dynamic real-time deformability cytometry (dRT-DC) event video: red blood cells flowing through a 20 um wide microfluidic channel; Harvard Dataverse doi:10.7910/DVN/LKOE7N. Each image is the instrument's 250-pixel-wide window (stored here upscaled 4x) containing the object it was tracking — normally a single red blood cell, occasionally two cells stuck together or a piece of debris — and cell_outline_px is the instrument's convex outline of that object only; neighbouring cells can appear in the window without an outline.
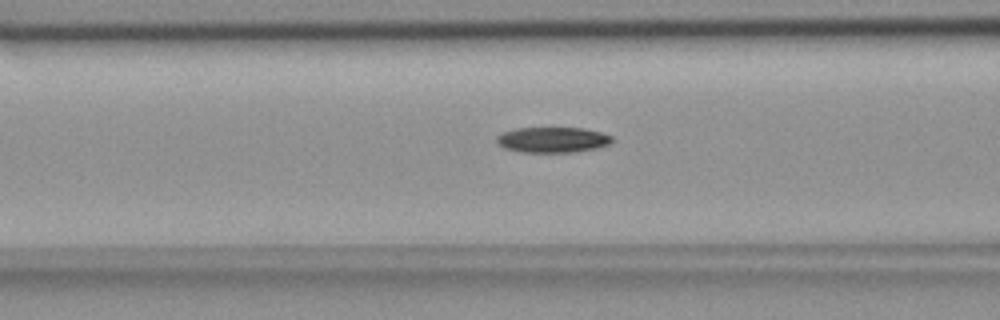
{"species": "common noctule bat (a hibernating species)", "species_latin": "Nyctalus noctula", "temperature_condition": "room temperature", "stored_images_in_passage": 45, "camera_frame_rate_fps": 3000, "um_per_image_px": 0.085, "animal": {"sex": "female", "body_mass_g": 18.4}, "frame": {"image": 1, "passage_image": 22, "time_ms": 7.0, "image_size_px": [1000, 320], "cell_outline_px": [[612, 140], [608, 144], [596, 148], [572, 152], [520, 152], [504, 148], [496, 140], [496, 136], [504, 132], [516, 128], [584, 128], [600, 132], [612, 136]], "centroid_in_image_um": [46.95, 11.88], "position_along_channel_um": 119.6, "area_um2": 16.99}}
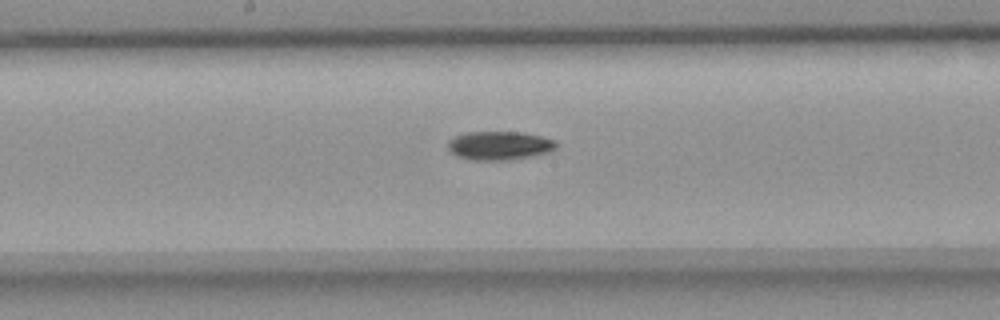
{"frame": {"image": 2, "passage_image": 29, "time_ms": 9.333, "image_size_px": [1000, 320], "cell_outline_px": [[556, 148], [548, 152], [532, 156], [508, 160], [476, 160], [456, 156], [448, 148], [448, 140], [464, 132], [520, 132], [540, 136], [556, 140]], "centroid_in_image_um": [42.44, 12.37], "position_along_channel_um": 205.8, "area_um2": 18.03}}
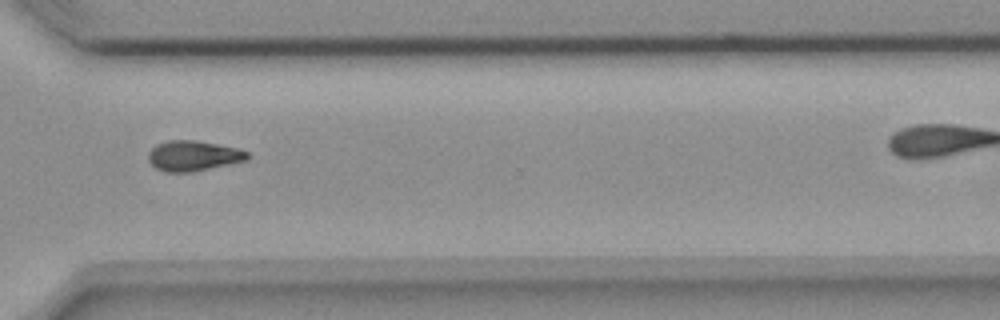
{"frame": {"image": 3, "passage_image": 41, "time_ms": 13.333, "image_size_px": [1000, 320], "cell_outline_px": [[252, 156], [248, 160], [192, 172], [164, 172], [156, 168], [148, 160], [148, 152], [156, 144], [168, 140], [196, 140], [240, 148], [248, 152]], "centroid_in_image_um": [16.46, 13.24], "position_along_channel_um": 354.1, "area_um2": 17.74}}